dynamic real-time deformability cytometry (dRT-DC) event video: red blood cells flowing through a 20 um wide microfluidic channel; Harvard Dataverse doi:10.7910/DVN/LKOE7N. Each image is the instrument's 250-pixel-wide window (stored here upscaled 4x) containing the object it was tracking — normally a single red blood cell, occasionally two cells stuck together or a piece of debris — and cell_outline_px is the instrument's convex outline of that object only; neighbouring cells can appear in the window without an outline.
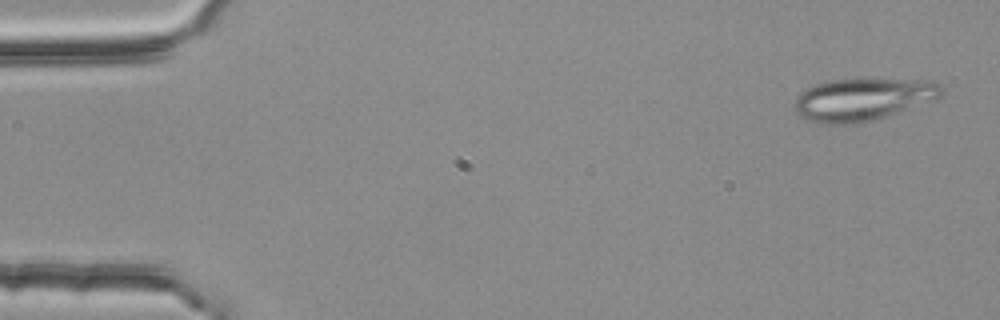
{"species": "common noctule bat (a hibernating species)", "species_latin": "Nyctalus noctula", "temperature_condition": "room temperature", "stored_images_in_passage": 13, "camera_frame_rate_fps": 3000, "um_per_image_px": 0.085, "animal": {"sex": "female", "body_mass_g": 25.1}, "frame": {"image": 1, "passage_image": 1, "time_ms": 0.0, "image_size_px": [1000, 320], "cell_outline_px": [[944, 92], [936, 100], [860, 124], [820, 124], [804, 120], [796, 112], [792, 104], [796, 96], [800, 92], [816, 84], [828, 80], [856, 76], [928, 80], [940, 84], [944, 88]], "centroid_in_image_um": [73.33, 8.4], "position_along_channel_um": 11.7, "area_um2": 37.97}}